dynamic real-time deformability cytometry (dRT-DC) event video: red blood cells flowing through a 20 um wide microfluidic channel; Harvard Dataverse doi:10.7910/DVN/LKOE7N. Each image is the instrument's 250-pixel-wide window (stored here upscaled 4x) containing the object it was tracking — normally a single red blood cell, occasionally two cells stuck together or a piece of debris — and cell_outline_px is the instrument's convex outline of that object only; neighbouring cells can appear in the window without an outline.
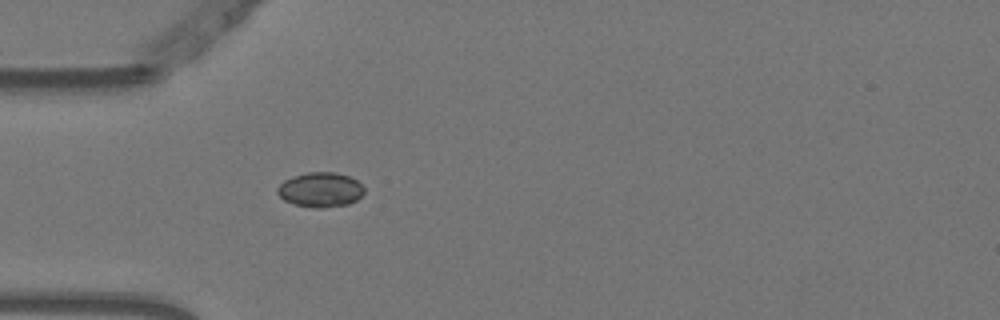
{"species": "Egyptian fruit bat (a non-hibernating species)", "species_latin": "Rousettus aegyptiacus", "temperature_condition": "warm", "stored_images_in_passage": 32, "camera_frame_rate_fps": 3000, "um_per_image_px": 0.085, "animal": {"sex": "female"}, "frame": {"image": 1, "passage_image": 1, "time_ms": 0.0, "image_size_px": [1000, 320], "cell_outline_px": [[364, 192], [356, 200], [348, 204], [324, 208], [312, 208], [296, 204], [284, 200], [276, 192], [276, 188], [284, 180], [308, 172], [336, 172], [348, 176], [356, 180], [364, 188]], "centroid_in_image_um": [27.23, 16.13], "position_along_channel_um": 57.8, "area_um2": 17.46}}
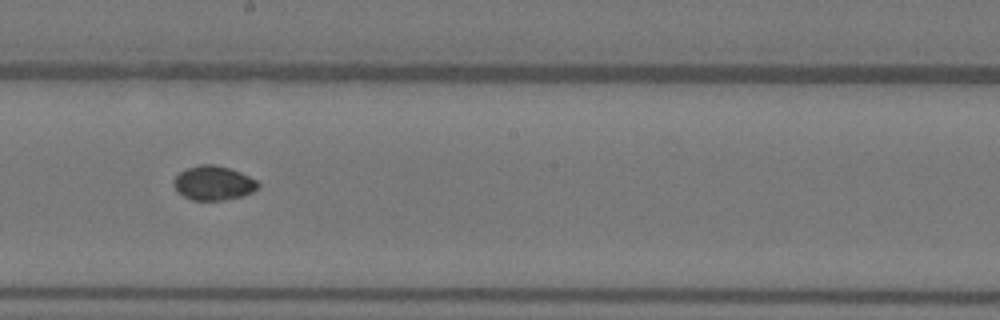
{"frame": {"image": 2, "passage_image": 15, "time_ms": 4.667, "image_size_px": [1000, 320], "cell_outline_px": [[260, 188], [252, 192], [240, 196], [224, 200], [192, 200], [176, 192], [172, 184], [172, 180], [180, 172], [188, 168], [200, 164], [212, 164], [228, 168], [240, 172], [256, 180], [260, 184]], "centroid_in_image_um": [18.12, 15.56], "position_along_channel_um": 230.1, "area_um2": 16.88}}
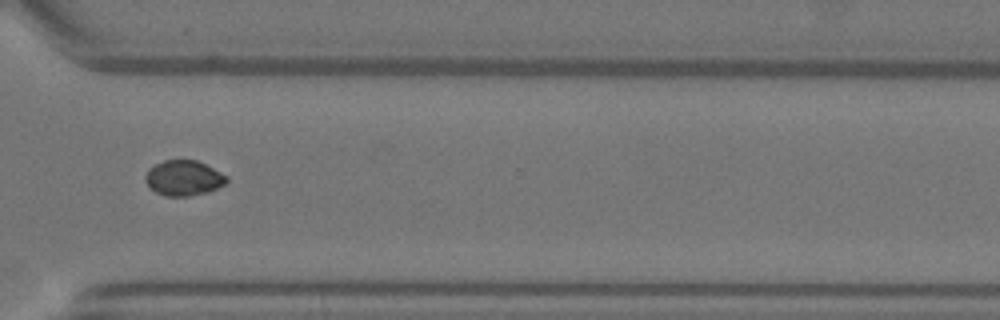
{"frame": {"image": 3, "passage_image": 25, "time_ms": 8.0, "image_size_px": [1000, 320], "cell_outline_px": [[228, 180], [224, 184], [208, 192], [188, 196], [164, 196], [148, 188], [144, 180], [144, 176], [148, 168], [164, 160], [196, 160], [228, 176]], "centroid_in_image_um": [15.56, 15.14], "position_along_channel_um": 355.0, "area_um2": 16.76}, "authors_computed_cell_mechanics": {"area_um2": 16.9354, "velocity_mm_per_s": 3.7641, "shape_relaxation_time_tau1_ms": null, "shape_relaxation_time_tau2_ms": 1.8751, "deformation_change_tau1": null, "deformation_change_tau2": 0.0244}}